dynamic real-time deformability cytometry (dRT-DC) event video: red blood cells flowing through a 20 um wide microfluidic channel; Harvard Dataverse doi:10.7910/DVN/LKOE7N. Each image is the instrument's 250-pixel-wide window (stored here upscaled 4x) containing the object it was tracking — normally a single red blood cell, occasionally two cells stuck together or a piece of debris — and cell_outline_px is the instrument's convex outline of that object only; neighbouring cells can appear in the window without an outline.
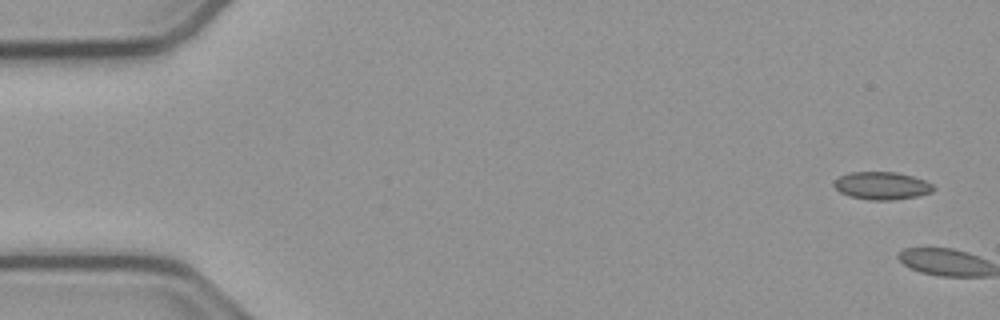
{"species": "common noctule bat (a hibernating species)", "species_latin": "Nyctalus noctula", "temperature_condition": "cold", "stored_images_in_passage": 3, "camera_frame_rate_fps": 3000, "um_per_image_px": 0.085, "animal": {"sex": "male", "body_mass_g": 23.1, "forearm_length_mm": 52.7}, "frame": {"image": 1, "passage_image": 1, "time_ms": 0.0, "image_size_px": [1000, 320], "cell_outline_px": [[936, 188], [932, 192], [916, 196], [892, 200], [868, 200], [848, 196], [840, 192], [832, 184], [832, 180], [840, 176], [852, 172], [896, 172], [912, 176], [924, 180], [932, 184]], "centroid_in_image_um": [74.93, 15.78], "position_along_channel_um": 10.1, "area_um2": 16.13}}